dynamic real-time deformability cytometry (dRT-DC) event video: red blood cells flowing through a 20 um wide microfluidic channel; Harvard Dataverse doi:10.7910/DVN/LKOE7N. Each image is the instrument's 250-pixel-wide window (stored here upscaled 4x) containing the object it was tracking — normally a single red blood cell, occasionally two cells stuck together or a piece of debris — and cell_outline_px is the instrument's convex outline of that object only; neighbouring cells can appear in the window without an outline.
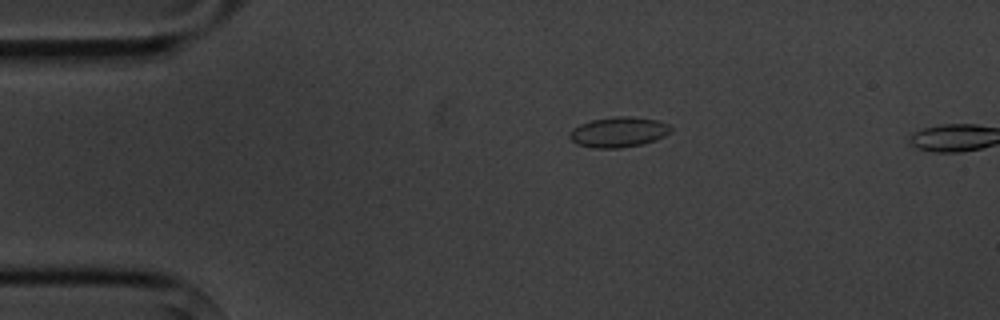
{"species": "common noctule bat (a hibernating species)", "species_latin": "Nyctalus noctula", "temperature_condition": "cold", "stored_images_in_passage": 3, "camera_frame_rate_fps": 3000, "um_per_image_px": 0.085, "animal": {"sex": "male", "body_mass_g": 20.1, "forearm_length_mm": 53.5}, "frame": {"image": 1, "passage_image": 2, "time_ms": 1.333, "image_size_px": [1000, 320], "cell_outline_px": [[672, 132], [656, 140], [640, 144], [620, 148], [592, 148], [576, 144], [568, 136], [572, 128], [580, 124], [592, 120], [616, 116], [628, 116], [660, 120], [668, 124], [672, 128]], "centroid_in_image_um": [52.58, 11.22], "position_along_channel_um": 32.4, "area_um2": 17.98}}